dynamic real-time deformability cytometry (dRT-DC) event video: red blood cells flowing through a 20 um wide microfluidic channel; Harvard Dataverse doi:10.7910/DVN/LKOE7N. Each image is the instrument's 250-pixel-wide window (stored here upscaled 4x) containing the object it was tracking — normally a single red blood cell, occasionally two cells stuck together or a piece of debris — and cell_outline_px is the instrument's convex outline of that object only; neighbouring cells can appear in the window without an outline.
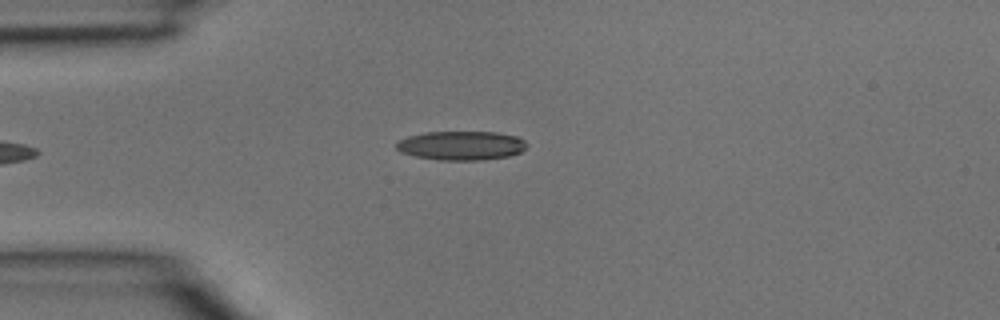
{"species": "common noctule bat (a hibernating species)", "species_latin": "Nyctalus noctula", "temperature_condition": "room temperature", "stored_images_in_passage": 4, "camera_frame_rate_fps": 3000, "um_per_image_px": 0.085, "animal": {"sex": "male", "body_mass_g": 15.6}, "frame": {"image": 1, "passage_image": 4, "time_ms": 1.0, "image_size_px": [1000, 320], "cell_outline_px": [[528, 144], [520, 152], [508, 156], [480, 160], [440, 160], [416, 156], [400, 152], [396, 148], [396, 144], [400, 140], [408, 136], [424, 132], [496, 132], [516, 136], [524, 140]], "centroid_in_image_um": [39.2, 12.37], "position_along_channel_um": 45.8, "area_um2": 21.96}}